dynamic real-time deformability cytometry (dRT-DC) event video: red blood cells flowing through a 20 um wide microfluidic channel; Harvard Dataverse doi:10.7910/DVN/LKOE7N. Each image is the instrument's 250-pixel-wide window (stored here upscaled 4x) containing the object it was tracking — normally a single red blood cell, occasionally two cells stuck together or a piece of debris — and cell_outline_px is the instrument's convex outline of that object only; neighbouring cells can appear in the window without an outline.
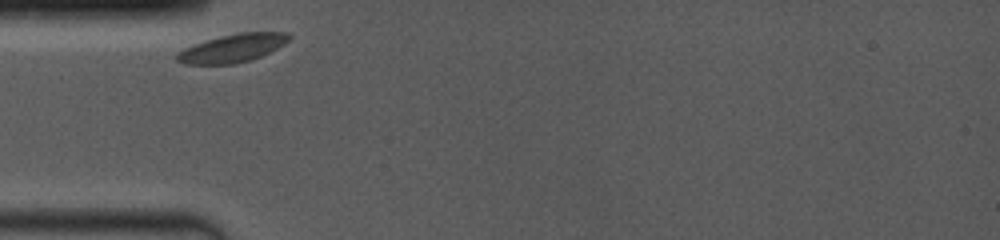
{"species": "common noctule bat (a hibernating species)", "species_latin": "Nyctalus noctula", "temperature_condition": "room temperature", "stored_images_in_passage": 38, "camera_frame_rate_fps": 4000, "um_per_image_px": 0.085, "animal": {"sex": "female", "body_mass_g": 19.0, "forearm_length_mm": 53.3}, "frame": {"image": 1, "passage_image": 1, "time_ms": 0.0, "image_size_px": [1000, 240], "cell_outline_px": [[292, 36], [284, 44], [252, 60], [236, 64], [184, 64], [176, 60], [176, 56], [184, 48], [220, 36], [240, 32], [288, 32]], "centroid_in_image_um": [19.79, 4.09], "position_along_channel_um": 65.2, "area_um2": 18.21}}
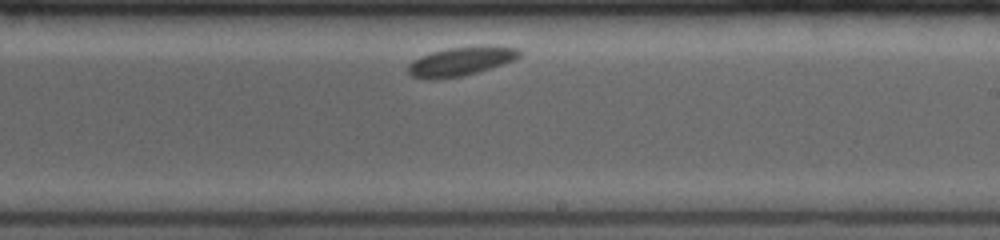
{"frame": {"image": 2, "passage_image": 22, "time_ms": 5.25, "image_size_px": [1000, 240], "cell_outline_px": [[520, 56], [516, 60], [464, 76], [432, 80], [412, 76], [408, 72], [408, 64], [412, 60], [420, 56], [432, 52], [448, 48], [480, 44], [496, 44], [520, 48]], "centroid_in_image_um": [39.23, 5.18], "position_along_channel_um": 249.8, "area_um2": 19.36}}
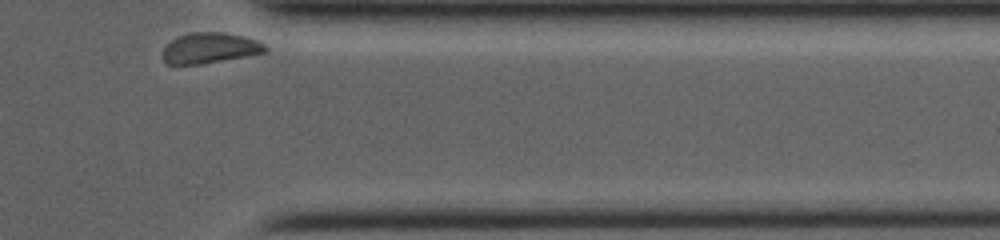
{"frame": {"image": 3, "passage_image": 38, "time_ms": 9.25, "image_size_px": [1000, 240], "cell_outline_px": [[268, 52], [248, 56], [200, 64], [168, 64], [164, 60], [164, 48], [172, 40], [180, 36], [192, 32], [224, 32], [244, 36], [256, 40], [264, 44], [268, 48]], "centroid_in_image_um": [17.9, 4.08], "position_along_channel_um": 393.5, "area_um2": 18.15}, "authors_computed_cell_mechanics": {"area_um2": 18.785, "velocity_mm_per_s": 3.5464, "shape_relaxation_time_tau1_ms": 1.4832, "shape_relaxation_time_tau2_ms": null, "deformation_change_tau1": 0.0576, "deformation_change_tau2": null}}